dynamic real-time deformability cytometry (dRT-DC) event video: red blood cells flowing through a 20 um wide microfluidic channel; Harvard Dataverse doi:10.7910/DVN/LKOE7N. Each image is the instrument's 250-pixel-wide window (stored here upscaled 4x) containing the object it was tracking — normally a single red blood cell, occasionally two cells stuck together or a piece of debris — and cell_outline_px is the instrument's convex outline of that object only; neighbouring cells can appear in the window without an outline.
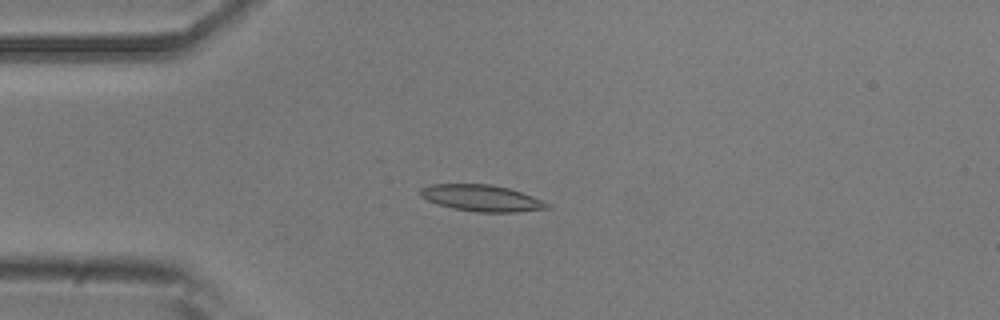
{"species": "common noctule bat (a hibernating species)", "species_latin": "Nyctalus noctula", "temperature_condition": "room temperature", "stored_images_in_passage": 44, "camera_frame_rate_fps": 3000, "um_per_image_px": 0.085, "animal": {"sex": "male", "body_mass_g": 20.5, "forearm_length_mm": 52.5}, "frame": {"image": 1, "passage_image": 12, "time_ms": 3.667, "image_size_px": [1000, 320], "cell_outline_px": [[552, 208], [516, 212], [476, 212], [452, 208], [436, 204], [420, 196], [420, 188], [428, 184], [492, 184], [508, 188], [532, 196], [552, 204]], "centroid_in_image_um": [40.94, 16.84], "position_along_channel_um": 44.1, "area_um2": 19.71}}
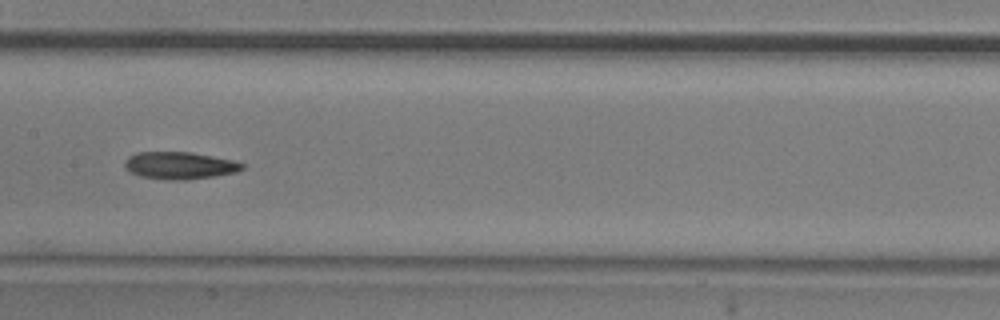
{"frame": {"image": 2, "passage_image": 25, "time_ms": 8.0, "image_size_px": [1000, 320], "cell_outline_px": [[244, 168], [236, 172], [216, 176], [188, 180], [172, 180], [140, 176], [132, 172], [124, 164], [124, 160], [128, 156], [136, 152], [192, 152], [232, 160], [244, 164]], "centroid_in_image_um": [15.28, 14.06], "position_along_channel_um": 192.1, "area_um2": 18.61}}
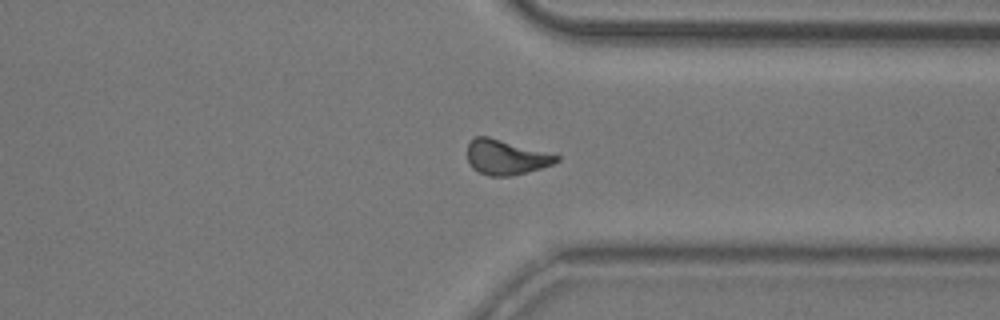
{"frame": {"image": 3, "passage_image": 39, "time_ms": 12.667, "image_size_px": [1000, 320], "cell_outline_px": [[560, 160], [552, 164], [540, 168], [512, 176], [488, 176], [472, 168], [468, 164], [468, 144], [476, 136], [488, 136], [560, 156]], "centroid_in_image_um": [42.98, 13.37], "position_along_channel_um": 368.4, "area_um2": 17.92}, "authors_computed_cell_mechanics": {"area_um2": 18.496, "velocity_mm_per_s": 3.8083, "shape_relaxation_time_tau1_ms": null, "shape_relaxation_time_tau2_ms": 8.7309, "deformation_change_tau1": null, "deformation_change_tau2": 0.1671}}